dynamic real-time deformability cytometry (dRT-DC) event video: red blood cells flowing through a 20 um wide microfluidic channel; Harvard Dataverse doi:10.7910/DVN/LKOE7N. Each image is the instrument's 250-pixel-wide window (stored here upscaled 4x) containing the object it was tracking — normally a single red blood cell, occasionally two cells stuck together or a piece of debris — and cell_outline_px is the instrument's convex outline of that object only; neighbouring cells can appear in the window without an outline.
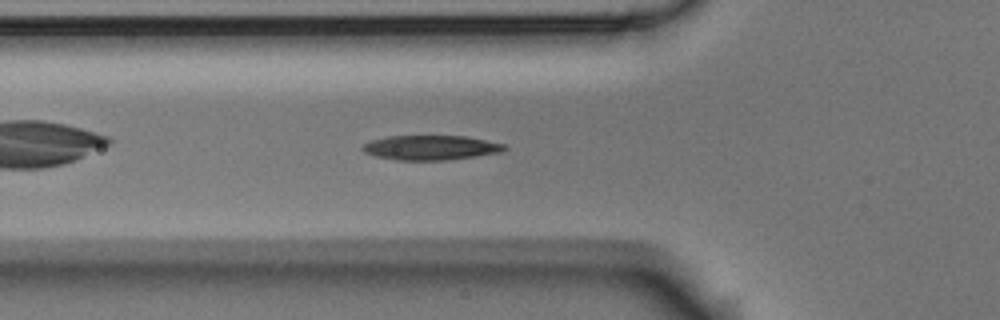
{"species": "Egyptian fruit bat (a non-hibernating species)", "species_latin": "Rousettus aegyptiacus", "temperature_condition": "room temperature", "stored_images_in_passage": 38, "camera_frame_rate_fps": 3000, "um_per_image_px": 0.085, "animal": {"sex": "male"}, "frame": {"image": 1, "passage_image": 7, "time_ms": 2.0, "image_size_px": [1000, 320], "cell_outline_px": [[508, 148], [504, 152], [476, 156], [444, 160], [396, 160], [376, 156], [364, 152], [360, 148], [364, 144], [372, 140], [388, 136], [464, 136], [504, 144]], "centroid_in_image_um": [36.62, 12.55], "position_along_channel_um": 89.2, "area_um2": 20.29}}
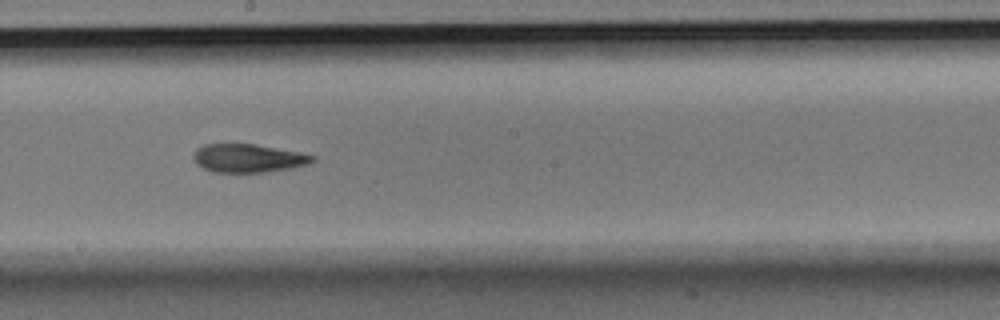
{"frame": {"image": 2, "passage_image": 18, "time_ms": 5.667, "image_size_px": [1000, 320], "cell_outline_px": [[316, 160], [308, 164], [288, 168], [264, 172], [212, 172], [196, 164], [192, 156], [196, 148], [204, 144], [256, 144], [316, 156]], "centroid_in_image_um": [21.04, 13.44], "position_along_channel_um": 227.2, "area_um2": 19.54}}
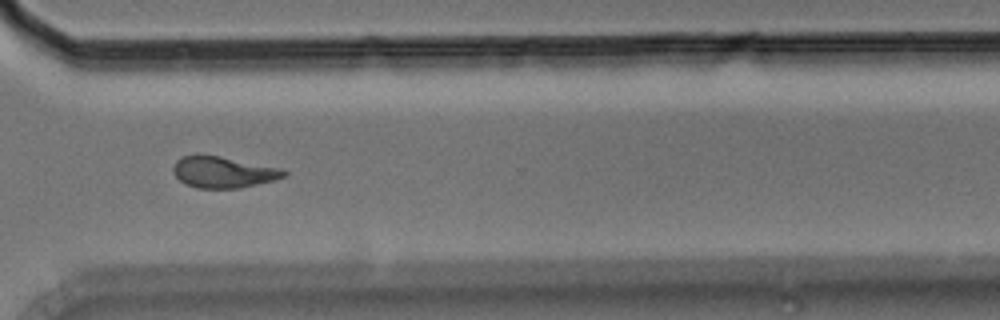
{"frame": {"image": 3, "passage_image": 28, "time_ms": 9.0, "image_size_px": [1000, 320], "cell_outline_px": [[288, 172], [284, 176], [272, 180], [240, 188], [196, 188], [184, 184], [172, 172], [172, 168], [176, 160], [184, 156], [200, 152], [284, 168]], "centroid_in_image_um": [18.94, 14.6], "position_along_channel_um": 351.7, "area_um2": 20.63}, "authors_computed_cell_mechanics": {"area_um2": 20.5479, "velocity_mm_per_s": 3.7446, "shape_relaxation_time_tau1_ms": 4.0159, "shape_relaxation_time_tau2_ms": 2.0777, "deformation_change_tau1": 0.1742, "deformation_change_tau2": 0.0959}}